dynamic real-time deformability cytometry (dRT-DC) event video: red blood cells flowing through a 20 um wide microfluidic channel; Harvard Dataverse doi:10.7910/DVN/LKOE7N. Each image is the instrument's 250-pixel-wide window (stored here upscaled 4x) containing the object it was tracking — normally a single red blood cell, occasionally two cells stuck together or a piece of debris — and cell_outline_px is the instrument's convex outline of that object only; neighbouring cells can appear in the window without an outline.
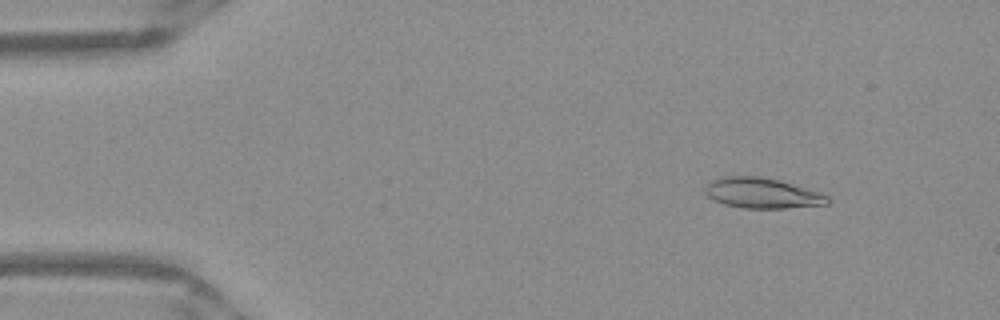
{"species": "Egyptian fruit bat (a non-hibernating species)", "species_latin": "Rousettus aegyptiacus", "temperature_condition": "warm", "stored_images_in_passage": 51, "camera_frame_rate_fps": 3000, "um_per_image_px": 0.085, "frame": {"image": 1, "passage_image": 6, "time_ms": 1.667, "image_size_px": [1000, 320], "cell_outline_px": [[832, 200], [828, 204], [788, 208], [744, 208], [724, 204], [708, 196], [704, 192], [704, 188], [716, 176], [760, 176], [780, 180], [820, 192], [828, 196]], "centroid_in_image_um": [64.79, 16.4], "position_along_channel_um": 20.2, "area_um2": 21.85}}
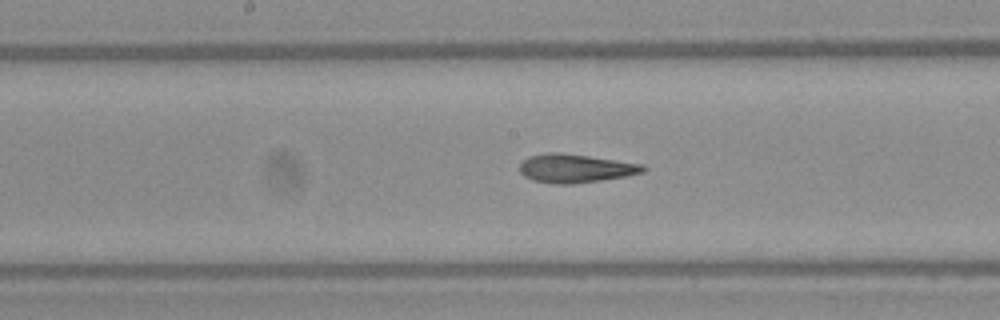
{"frame": {"image": 2, "passage_image": 26, "time_ms": 8.333, "image_size_px": [1000, 320], "cell_outline_px": [[648, 168], [644, 172], [628, 176], [572, 184], [552, 184], [532, 180], [524, 176], [520, 172], [520, 164], [528, 156], [548, 152], [560, 152], [588, 156], [640, 164]], "centroid_in_image_um": [48.88, 14.31], "position_along_channel_um": 199.3, "area_um2": 20.52}}
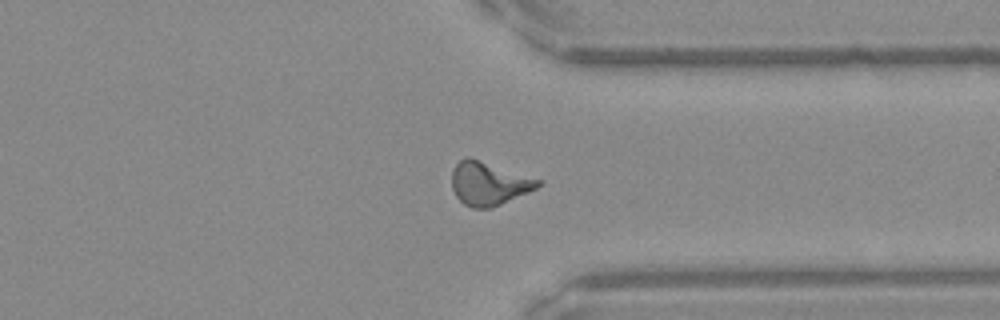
{"frame": {"image": 3, "passage_image": 39, "time_ms": 12.667, "image_size_px": [1000, 320], "cell_outline_px": [[544, 180], [536, 188], [492, 208], [472, 208], [464, 204], [456, 196], [452, 188], [452, 168], [460, 160], [468, 156]], "centroid_in_image_um": [41.54, 15.59], "position_along_channel_um": 369.9, "area_um2": 21.79}, "authors_computed_cell_mechanics": {"area_um2": 20.519, "velocity_mm_per_s": 3.9746, "shape_relaxation_time_tau1_ms": 10.2597, "shape_relaxation_time_tau2_ms": 1.9998, "deformation_change_tau1": 0.3074, "deformation_change_tau2": 0.1131}}